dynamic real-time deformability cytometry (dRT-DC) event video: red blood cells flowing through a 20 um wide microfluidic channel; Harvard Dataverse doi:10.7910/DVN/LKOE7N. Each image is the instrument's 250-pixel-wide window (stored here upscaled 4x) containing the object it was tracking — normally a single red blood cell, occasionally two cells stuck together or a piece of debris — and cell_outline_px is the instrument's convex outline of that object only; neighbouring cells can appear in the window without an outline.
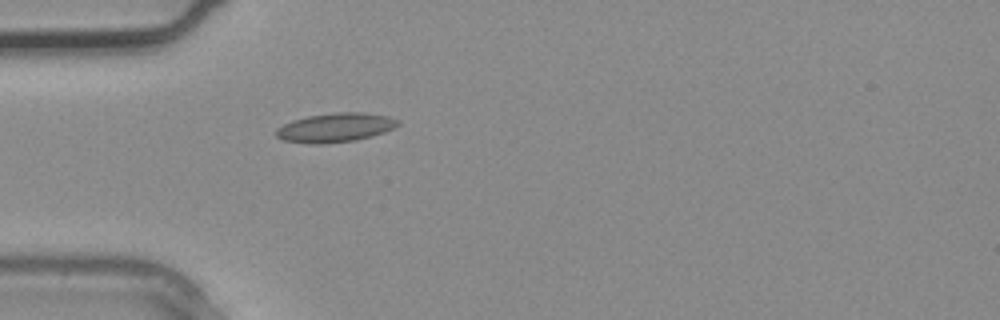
{"species": "common noctule bat (a hibernating species)", "species_latin": "Nyctalus noctula", "temperature_condition": "warm", "stored_images_in_passage": 1, "camera_frame_rate_fps": 3000, "um_per_image_px": 0.085, "animal": {"sex": "male", "body_mass_g": 20.4}, "frame": {"image": 1, "passage_image": 1, "time_ms": 0.0, "image_size_px": [1000, 320], "cell_outline_px": [[400, 124], [384, 132], [372, 136], [356, 140], [324, 144], [312, 144], [284, 140], [276, 136], [276, 128], [292, 120], [308, 116], [340, 112], [364, 112], [388, 116], [400, 120]], "centroid_in_image_um": [28.52, 10.84], "position_along_channel_um": 56.5, "area_um2": 20.63}}